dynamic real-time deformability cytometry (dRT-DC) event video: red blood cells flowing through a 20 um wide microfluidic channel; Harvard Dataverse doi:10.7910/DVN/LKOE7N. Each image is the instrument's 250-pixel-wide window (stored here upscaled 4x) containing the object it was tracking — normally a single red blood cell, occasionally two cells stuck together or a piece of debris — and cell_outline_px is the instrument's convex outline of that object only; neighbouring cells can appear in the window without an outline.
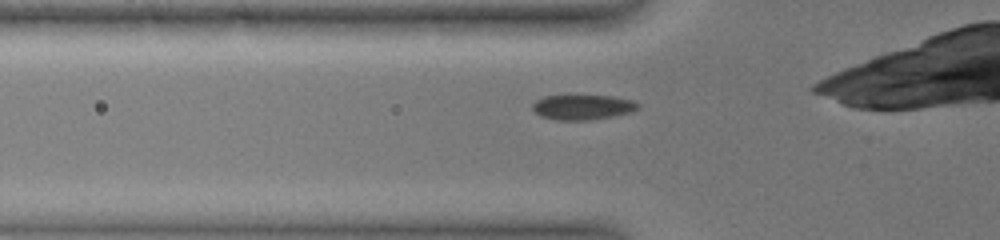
{"species": "common noctule bat (a hibernating species)", "species_latin": "Nyctalus noctula", "temperature_condition": "warm", "stored_images_in_passage": 37, "camera_frame_rate_fps": 3000, "um_per_image_px": 0.085, "animal": {"sex": "female", "body_mass_g": 19.0, "forearm_length_mm": 51.5}, "frame": {"image": 1, "passage_image": 4, "time_ms": 1.0, "image_size_px": [1000, 240], "cell_outline_px": [[640, 108], [632, 112], [612, 116], [588, 120], [556, 120], [540, 116], [532, 108], [532, 104], [536, 100], [544, 96], [612, 96], [632, 100], [640, 104]], "centroid_in_image_um": [49.54, 9.11], "position_along_channel_um": 76.3, "area_um2": 15.32}}
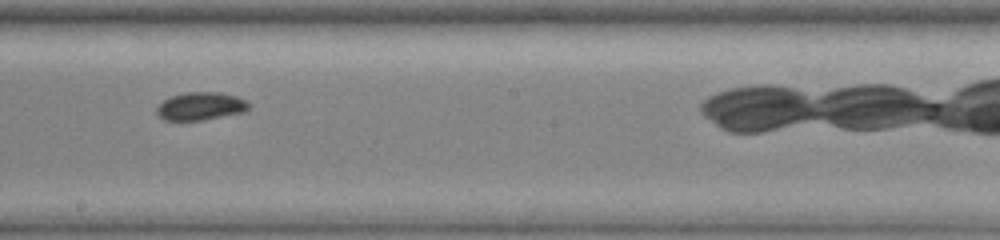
{"frame": {"image": 2, "passage_image": 20, "time_ms": 5.333, "image_size_px": [1000, 240], "cell_outline_px": [[248, 112], [200, 120], [164, 120], [156, 112], [156, 104], [172, 96], [184, 92], [220, 92], [236, 96], [248, 100]], "centroid_in_image_um": [17.07, 9.02], "position_along_channel_um": 231.1, "area_um2": 15.14}}
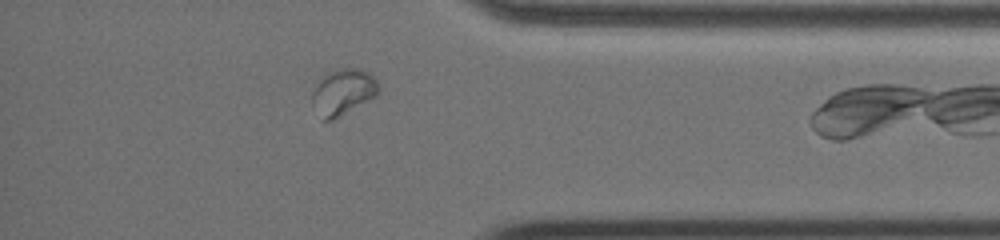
{"frame": {"image": 3, "passage_image": 34, "time_ms": 10.333, "image_size_px": [1000, 240], "cell_outline_px": [[380, 92], [376, 96], [340, 116], [332, 120], [324, 120], [312, 100], [312, 92], [316, 80], [320, 76], [336, 68], [360, 68], [368, 72], [380, 84]], "centroid_in_image_um": [29.18, 7.76], "position_along_channel_um": 406.0, "area_um2": 17.92}}